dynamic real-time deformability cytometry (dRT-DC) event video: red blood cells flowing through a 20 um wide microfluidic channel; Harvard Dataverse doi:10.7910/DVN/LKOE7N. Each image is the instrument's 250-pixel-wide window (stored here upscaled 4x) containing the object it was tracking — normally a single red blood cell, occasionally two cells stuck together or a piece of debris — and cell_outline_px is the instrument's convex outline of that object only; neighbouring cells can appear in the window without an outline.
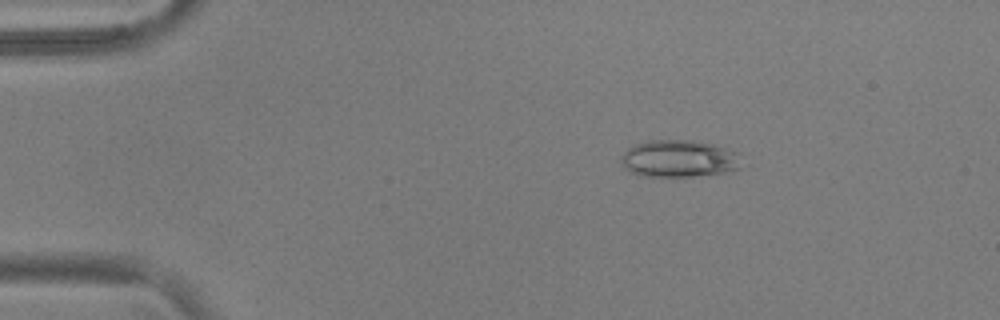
{"species": "common noctule bat (a hibernating species)", "species_latin": "Nyctalus noctula", "temperature_condition": "warm", "stored_images_in_passage": 52, "camera_frame_rate_fps": 3000, "um_per_image_px": 0.085, "animal": {"sex": "male", "body_mass_g": 17.9, "forearm_length_mm": 54.2}, "frame": {"image": 1, "passage_image": 7, "time_ms": 2.0, "image_size_px": [1000, 320], "cell_outline_px": [[740, 168], [732, 172], [696, 176], [644, 176], [632, 172], [624, 168], [620, 164], [620, 156], [632, 144], [648, 140], [692, 140], [712, 144], [728, 148], [740, 152]], "centroid_in_image_um": [57.73, 13.48], "position_along_channel_um": 27.3, "area_um2": 26.59}}
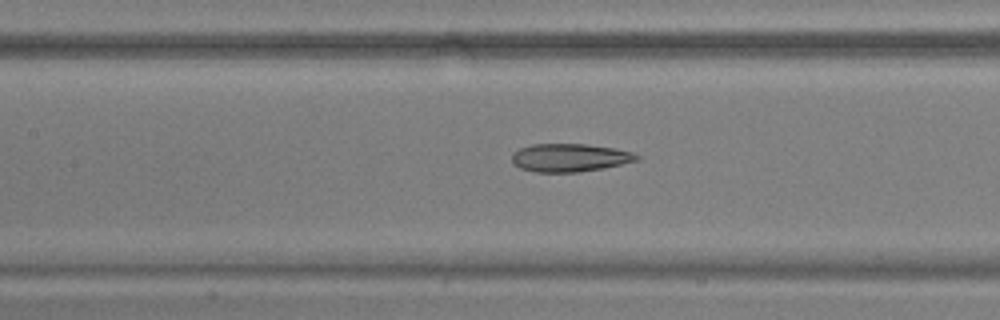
{"frame": {"image": 2, "passage_image": 23, "time_ms": 7.333, "image_size_px": [1000, 320], "cell_outline_px": [[640, 160], [604, 168], [580, 172], [536, 172], [520, 168], [512, 164], [512, 152], [520, 148], [532, 144], [584, 144], [612, 148], [632, 152], [640, 156]], "centroid_in_image_um": [48.41, 13.41], "position_along_channel_um": 159.0, "area_um2": 20.52}}
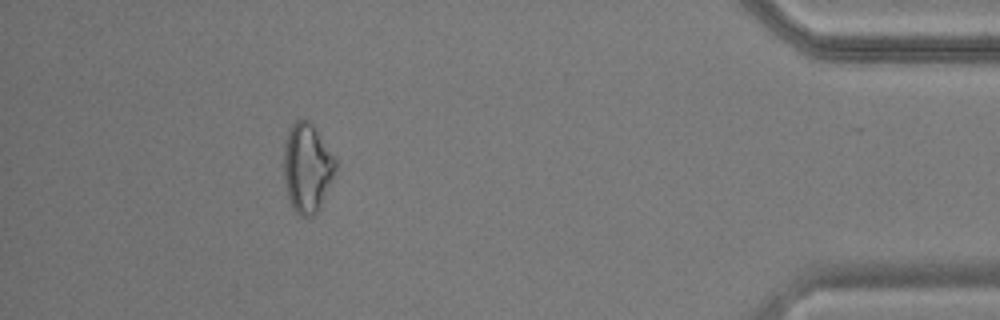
{"frame": {"image": 3, "passage_image": 47, "time_ms": 15.333, "image_size_px": [1000, 320], "cell_outline_px": [[336, 168], [320, 208], [312, 216], [300, 216], [292, 208], [288, 196], [284, 180], [284, 144], [288, 132], [292, 124], [296, 120], [308, 120], [316, 128], [336, 160]], "centroid_in_image_um": [26.09, 14.26], "position_along_channel_um": 409.1, "area_um2": 26.65}, "authors_computed_cell_mechanics": {"area_um2": 24.1893, "velocity_mm_per_s": 3.7328, "shape_relaxation_time_tau1_ms": 7.8879, "shape_relaxation_time_tau2_ms": 2.5134, "deformation_change_tau1": 0.2034, "deformation_change_tau2": 0.1176}}